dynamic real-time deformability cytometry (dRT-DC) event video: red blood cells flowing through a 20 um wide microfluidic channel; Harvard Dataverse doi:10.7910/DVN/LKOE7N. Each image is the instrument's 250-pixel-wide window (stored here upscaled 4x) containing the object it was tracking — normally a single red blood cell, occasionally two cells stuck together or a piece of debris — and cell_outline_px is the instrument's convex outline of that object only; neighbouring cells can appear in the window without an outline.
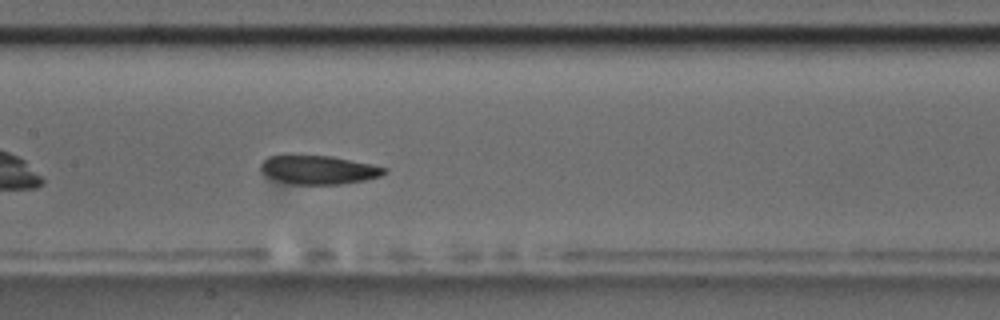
{"species": "common noctule bat (a hibernating species)", "species_latin": "Nyctalus noctula", "temperature_condition": "room temperature", "stored_images_in_passage": 43, "camera_frame_rate_fps": 3000, "um_per_image_px": 0.085, "animal": {"sex": "male", "body_mass_g": 17.5, "forearm_length_mm": 52.3}, "frame": {"image": 1, "passage_image": 13, "time_ms": 4.0, "image_size_px": [1000, 320], "cell_outline_px": [[388, 172], [380, 176], [364, 180], [340, 184], [292, 184], [276, 180], [260, 172], [260, 164], [268, 156], [288, 152], [332, 156], [388, 168]], "centroid_in_image_um": [26.99, 14.39], "position_along_channel_um": 180.4, "area_um2": 21.39}}
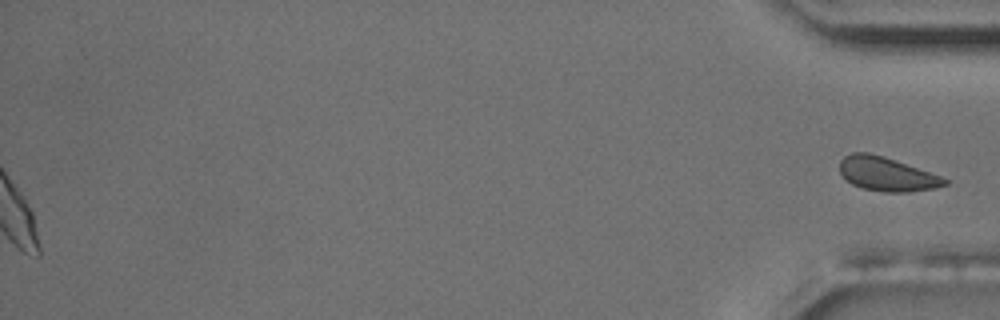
{"frame": {"image": 2, "passage_image": 43, "time_ms": 14.0, "image_size_px": [1000, 320], "cell_outline_px": [[948, 184], [936, 188], [908, 192], [884, 192], [864, 188], [852, 184], [840, 172], [840, 160], [844, 156], [852, 152], [868, 152], [884, 156], [940, 176], [948, 180]], "centroid_in_image_um": [75.37, 14.79], "position_along_channel_um": 359.8, "area_um2": 20.58}}